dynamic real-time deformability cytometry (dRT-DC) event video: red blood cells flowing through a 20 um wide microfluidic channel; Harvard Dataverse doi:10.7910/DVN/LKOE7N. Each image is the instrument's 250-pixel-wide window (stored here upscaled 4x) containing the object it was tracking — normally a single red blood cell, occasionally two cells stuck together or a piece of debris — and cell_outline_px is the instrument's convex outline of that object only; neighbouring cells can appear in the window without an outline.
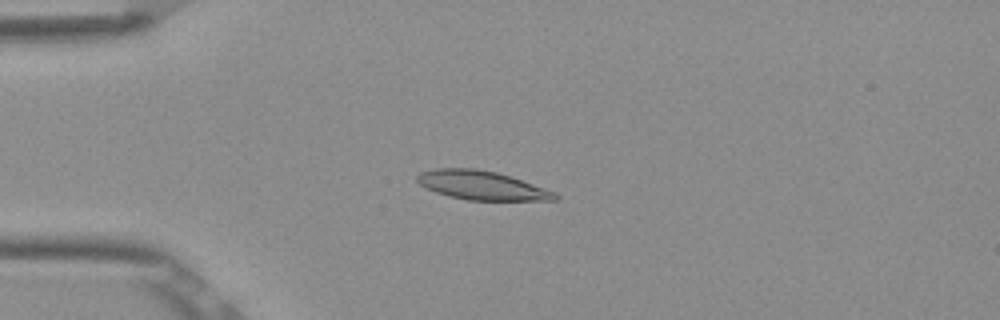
{"species": "Egyptian fruit bat (a non-hibernating species)", "species_latin": "Rousettus aegyptiacus", "temperature_condition": "room temperature", "stored_images_in_passage": 53, "camera_frame_rate_fps": 3000, "um_per_image_px": 0.085, "frame": {"image": 1, "passage_image": 14, "time_ms": 4.333, "image_size_px": [1000, 320], "cell_outline_px": [[560, 196], [556, 200], [468, 200], [448, 196], [436, 192], [420, 184], [416, 180], [416, 176], [420, 172], [436, 168], [476, 168], [496, 172], [556, 192]], "centroid_in_image_um": [40.93, 15.75], "position_along_channel_um": 44.1, "area_um2": 23.0}}
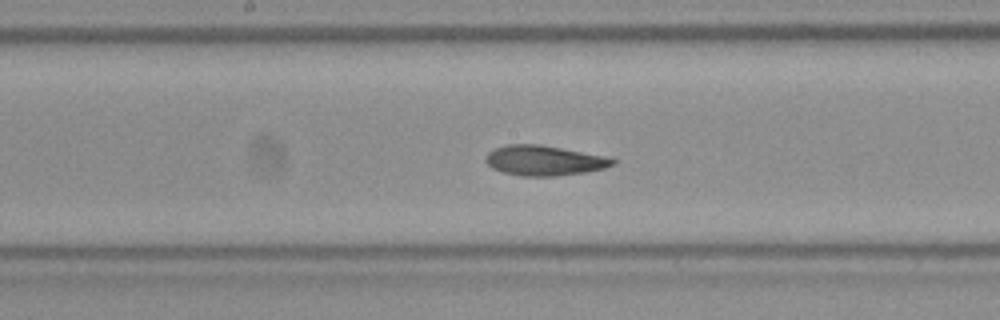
{"frame": {"image": 2, "passage_image": 28, "time_ms": 9.0, "image_size_px": [1000, 320], "cell_outline_px": [[616, 164], [604, 168], [584, 172], [556, 176], [520, 176], [504, 172], [492, 168], [484, 160], [484, 156], [488, 152], [496, 148], [508, 144], [540, 144], [612, 156], [616, 160]], "centroid_in_image_um": [46.3, 13.63], "position_along_channel_um": 201.9, "area_um2": 22.6}}
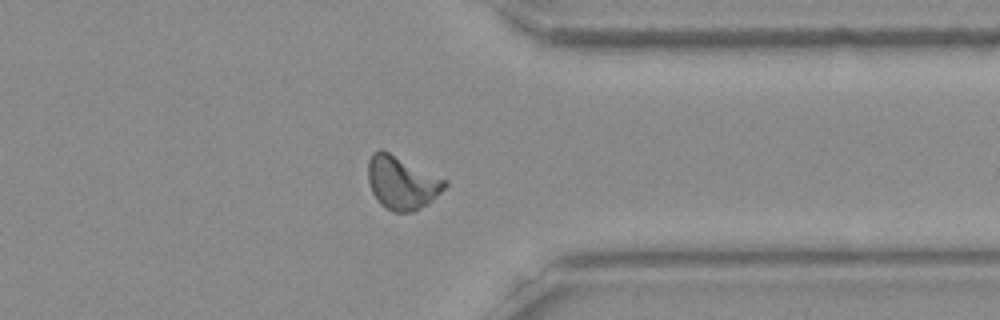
{"frame": {"image": 3, "passage_image": 42, "time_ms": 13.667, "image_size_px": [1000, 320], "cell_outline_px": [[448, 184], [432, 200], [420, 208], [408, 212], [392, 212], [380, 204], [372, 192], [368, 180], [368, 160], [372, 152], [380, 148], [448, 180]], "centroid_in_image_um": [34.14, 15.51], "position_along_channel_um": 377.3, "area_um2": 23.7}, "authors_computed_cell_mechanics": {"area_um2": 22.4264, "velocity_mm_per_s": 3.8608, "shape_relaxation_time_tau1_ms": 5.5904, "shape_relaxation_time_tau2_ms": 3.3824, "deformation_change_tau1": 0.1475, "deformation_change_tau2": 0.0932}}